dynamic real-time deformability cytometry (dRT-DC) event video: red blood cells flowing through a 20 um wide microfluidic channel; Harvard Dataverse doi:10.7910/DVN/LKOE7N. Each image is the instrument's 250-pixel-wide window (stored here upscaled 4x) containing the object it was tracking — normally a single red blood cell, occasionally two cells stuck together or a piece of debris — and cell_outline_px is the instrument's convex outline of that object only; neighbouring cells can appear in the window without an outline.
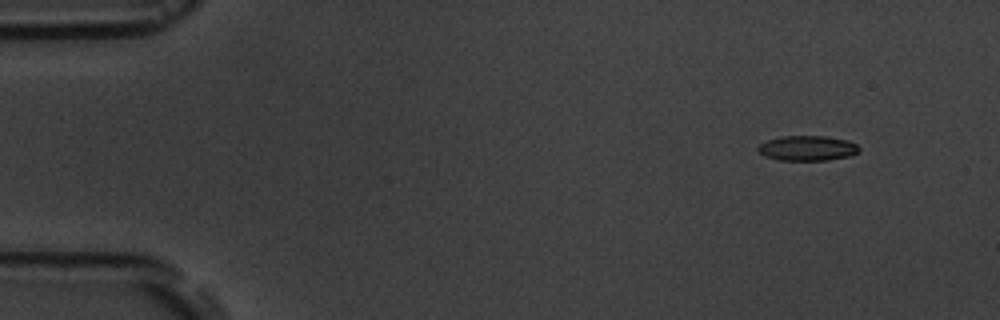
{"species": "common noctule bat (a hibernating species)", "species_latin": "Nyctalus noctula", "temperature_condition": "room temperature", "stored_images_in_passage": 5, "camera_frame_rate_fps": 3000, "um_per_image_px": 0.085, "animal": {"sex": "male", "body_mass_g": 19.5, "forearm_length_mm": 54.6}, "frame": {"image": 1, "passage_image": 1, "time_ms": 0.0, "image_size_px": [1000, 320], "cell_outline_px": [[860, 152], [852, 156], [828, 160], [780, 160], [764, 156], [756, 148], [760, 144], [768, 140], [780, 136], [824, 136], [848, 140], [856, 144], [860, 148]], "centroid_in_image_um": [68.66, 12.6], "position_along_channel_um": 16.3, "area_um2": 14.85}}
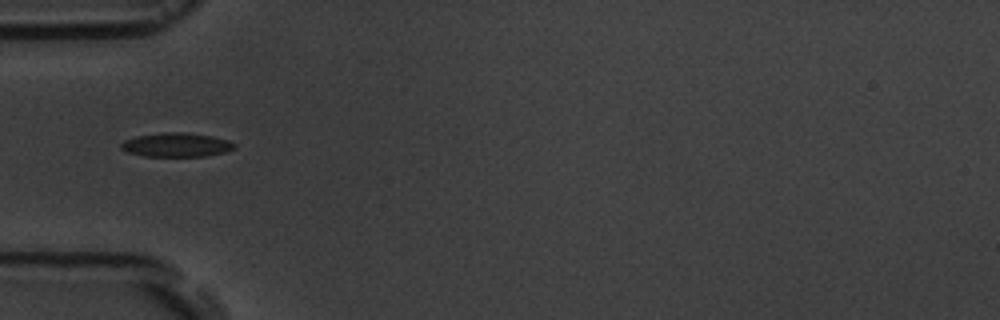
{"frame": {"image": 2, "passage_image": 4, "time_ms": 4.333, "image_size_px": [1000, 320], "cell_outline_px": [[236, 148], [224, 152], [204, 156], [144, 156], [128, 152], [120, 148], [120, 144], [124, 140], [136, 136], [164, 132], [184, 132], [212, 136], [228, 140], [236, 144]], "centroid_in_image_um": [14.99, 12.31], "position_along_channel_um": 70.0, "area_um2": 15.84}}
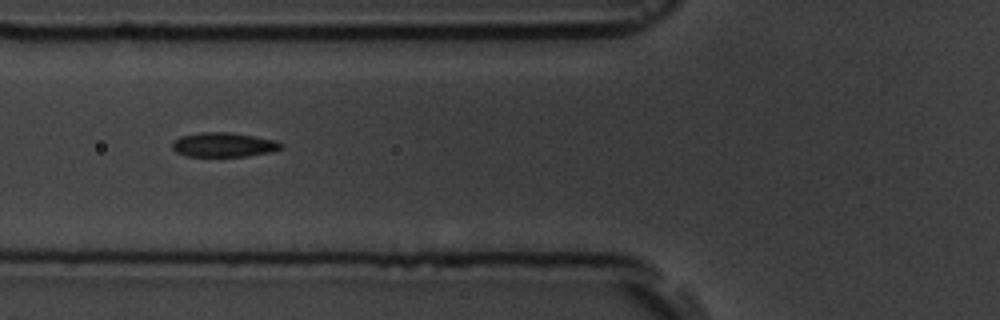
{"frame": {"image": 3, "passage_image": 5, "time_ms": 5.333, "image_size_px": [1000, 320], "cell_outline_px": [[284, 148], [268, 152], [248, 156], [184, 156], [176, 152], [172, 148], [172, 144], [180, 136], [200, 132], [232, 132], [276, 140], [284, 144]], "centroid_in_image_um": [19.03, 12.3], "position_along_channel_um": 106.8, "area_um2": 15.55}}